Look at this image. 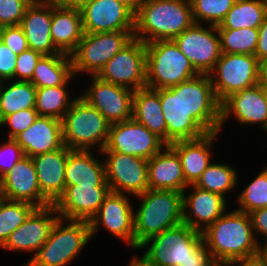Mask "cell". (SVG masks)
I'll return each mask as SVG.
<instances>
[{"label":"cell","instance_id":"cell-1","mask_svg":"<svg viewBox=\"0 0 267 266\" xmlns=\"http://www.w3.org/2000/svg\"><path fill=\"white\" fill-rule=\"evenodd\" d=\"M145 247L143 256L133 257L141 266H219L202 232L185 223L148 238L138 249Z\"/></svg>","mask_w":267,"mask_h":266},{"label":"cell","instance_id":"cell-2","mask_svg":"<svg viewBox=\"0 0 267 266\" xmlns=\"http://www.w3.org/2000/svg\"><path fill=\"white\" fill-rule=\"evenodd\" d=\"M254 233L249 214L236 208L216 219L202 236L216 263L226 266L257 256L259 238Z\"/></svg>","mask_w":267,"mask_h":266},{"label":"cell","instance_id":"cell-3","mask_svg":"<svg viewBox=\"0 0 267 266\" xmlns=\"http://www.w3.org/2000/svg\"><path fill=\"white\" fill-rule=\"evenodd\" d=\"M195 23L190 0H144L135 14L134 38L173 40Z\"/></svg>","mask_w":267,"mask_h":266},{"label":"cell","instance_id":"cell-4","mask_svg":"<svg viewBox=\"0 0 267 266\" xmlns=\"http://www.w3.org/2000/svg\"><path fill=\"white\" fill-rule=\"evenodd\" d=\"M134 212L135 250L148 238L183 223V193L148 189Z\"/></svg>","mask_w":267,"mask_h":266},{"label":"cell","instance_id":"cell-5","mask_svg":"<svg viewBox=\"0 0 267 266\" xmlns=\"http://www.w3.org/2000/svg\"><path fill=\"white\" fill-rule=\"evenodd\" d=\"M91 239L88 221L59 217L41 249L24 266H66L79 256Z\"/></svg>","mask_w":267,"mask_h":266},{"label":"cell","instance_id":"cell-6","mask_svg":"<svg viewBox=\"0 0 267 266\" xmlns=\"http://www.w3.org/2000/svg\"><path fill=\"white\" fill-rule=\"evenodd\" d=\"M109 127L97 108L81 96L75 97L62 119L63 143L70 150L91 151L96 146L101 152L108 139Z\"/></svg>","mask_w":267,"mask_h":266},{"label":"cell","instance_id":"cell-7","mask_svg":"<svg viewBox=\"0 0 267 266\" xmlns=\"http://www.w3.org/2000/svg\"><path fill=\"white\" fill-rule=\"evenodd\" d=\"M146 87L166 89L199 73L173 40L146 43Z\"/></svg>","mask_w":267,"mask_h":266},{"label":"cell","instance_id":"cell-8","mask_svg":"<svg viewBox=\"0 0 267 266\" xmlns=\"http://www.w3.org/2000/svg\"><path fill=\"white\" fill-rule=\"evenodd\" d=\"M134 39V30L84 33L70 54L73 74L96 76L104 65Z\"/></svg>","mask_w":267,"mask_h":266},{"label":"cell","instance_id":"cell-9","mask_svg":"<svg viewBox=\"0 0 267 266\" xmlns=\"http://www.w3.org/2000/svg\"><path fill=\"white\" fill-rule=\"evenodd\" d=\"M208 75L222 104L232 94L258 84L259 61L255 55L221 53Z\"/></svg>","mask_w":267,"mask_h":266},{"label":"cell","instance_id":"cell-10","mask_svg":"<svg viewBox=\"0 0 267 266\" xmlns=\"http://www.w3.org/2000/svg\"><path fill=\"white\" fill-rule=\"evenodd\" d=\"M181 105L206 133L219 131L221 103L209 75L199 74L181 83Z\"/></svg>","mask_w":267,"mask_h":266},{"label":"cell","instance_id":"cell-11","mask_svg":"<svg viewBox=\"0 0 267 266\" xmlns=\"http://www.w3.org/2000/svg\"><path fill=\"white\" fill-rule=\"evenodd\" d=\"M102 81L131 90L146 87V45L134 38L96 75Z\"/></svg>","mask_w":267,"mask_h":266},{"label":"cell","instance_id":"cell-12","mask_svg":"<svg viewBox=\"0 0 267 266\" xmlns=\"http://www.w3.org/2000/svg\"><path fill=\"white\" fill-rule=\"evenodd\" d=\"M166 145L156 134L131 118L110 125L108 139L101 152H118L149 160Z\"/></svg>","mask_w":267,"mask_h":266},{"label":"cell","instance_id":"cell-13","mask_svg":"<svg viewBox=\"0 0 267 266\" xmlns=\"http://www.w3.org/2000/svg\"><path fill=\"white\" fill-rule=\"evenodd\" d=\"M104 156L106 181L110 191L138 196L149 189L148 160L118 152H100Z\"/></svg>","mask_w":267,"mask_h":266},{"label":"cell","instance_id":"cell-14","mask_svg":"<svg viewBox=\"0 0 267 266\" xmlns=\"http://www.w3.org/2000/svg\"><path fill=\"white\" fill-rule=\"evenodd\" d=\"M173 41L199 74L208 75L220 59L221 48L217 26L204 27L200 23H194Z\"/></svg>","mask_w":267,"mask_h":266},{"label":"cell","instance_id":"cell-15","mask_svg":"<svg viewBox=\"0 0 267 266\" xmlns=\"http://www.w3.org/2000/svg\"><path fill=\"white\" fill-rule=\"evenodd\" d=\"M126 194L109 191L100 206L98 213L90 220L91 237H94L98 226L128 243L135 249L134 210Z\"/></svg>","mask_w":267,"mask_h":266},{"label":"cell","instance_id":"cell-16","mask_svg":"<svg viewBox=\"0 0 267 266\" xmlns=\"http://www.w3.org/2000/svg\"><path fill=\"white\" fill-rule=\"evenodd\" d=\"M89 77L92 84L80 96L97 108L110 125L130 120L134 90L102 81L97 76Z\"/></svg>","mask_w":267,"mask_h":266},{"label":"cell","instance_id":"cell-17","mask_svg":"<svg viewBox=\"0 0 267 266\" xmlns=\"http://www.w3.org/2000/svg\"><path fill=\"white\" fill-rule=\"evenodd\" d=\"M80 12L84 33L135 29V14L117 0H87Z\"/></svg>","mask_w":267,"mask_h":266},{"label":"cell","instance_id":"cell-18","mask_svg":"<svg viewBox=\"0 0 267 266\" xmlns=\"http://www.w3.org/2000/svg\"><path fill=\"white\" fill-rule=\"evenodd\" d=\"M58 218L59 215L54 205L36 208L10 234L1 247L7 251L36 253L48 239L50 231Z\"/></svg>","mask_w":267,"mask_h":266},{"label":"cell","instance_id":"cell-19","mask_svg":"<svg viewBox=\"0 0 267 266\" xmlns=\"http://www.w3.org/2000/svg\"><path fill=\"white\" fill-rule=\"evenodd\" d=\"M109 191L108 184L65 186L63 195L54 206L60 218L90 222Z\"/></svg>","mask_w":267,"mask_h":266},{"label":"cell","instance_id":"cell-20","mask_svg":"<svg viewBox=\"0 0 267 266\" xmlns=\"http://www.w3.org/2000/svg\"><path fill=\"white\" fill-rule=\"evenodd\" d=\"M0 192L4 199L23 201L37 208L52 205L41 193L32 158L24 156L0 178Z\"/></svg>","mask_w":267,"mask_h":266},{"label":"cell","instance_id":"cell-21","mask_svg":"<svg viewBox=\"0 0 267 266\" xmlns=\"http://www.w3.org/2000/svg\"><path fill=\"white\" fill-rule=\"evenodd\" d=\"M156 91L159 93L166 122L167 144L197 139L206 134L181 105V83L166 89H156Z\"/></svg>","mask_w":267,"mask_h":266},{"label":"cell","instance_id":"cell-22","mask_svg":"<svg viewBox=\"0 0 267 266\" xmlns=\"http://www.w3.org/2000/svg\"><path fill=\"white\" fill-rule=\"evenodd\" d=\"M232 114L239 124H260L261 128L267 125V102L261 90V85L243 89L229 96L221 104V124L219 131L224 123L229 120Z\"/></svg>","mask_w":267,"mask_h":266},{"label":"cell","instance_id":"cell-23","mask_svg":"<svg viewBox=\"0 0 267 266\" xmlns=\"http://www.w3.org/2000/svg\"><path fill=\"white\" fill-rule=\"evenodd\" d=\"M191 192H183V223L203 232L209 225L225 213L226 198L218 193L205 191L194 185ZM189 210V211H188Z\"/></svg>","mask_w":267,"mask_h":266},{"label":"cell","instance_id":"cell-24","mask_svg":"<svg viewBox=\"0 0 267 266\" xmlns=\"http://www.w3.org/2000/svg\"><path fill=\"white\" fill-rule=\"evenodd\" d=\"M51 22L52 4L46 0H33L20 23L29 49L40 52L42 55L61 54L52 42Z\"/></svg>","mask_w":267,"mask_h":266},{"label":"cell","instance_id":"cell-25","mask_svg":"<svg viewBox=\"0 0 267 266\" xmlns=\"http://www.w3.org/2000/svg\"><path fill=\"white\" fill-rule=\"evenodd\" d=\"M69 151L64 145L58 150L32 157L40 191L52 205L65 191V165Z\"/></svg>","mask_w":267,"mask_h":266},{"label":"cell","instance_id":"cell-26","mask_svg":"<svg viewBox=\"0 0 267 266\" xmlns=\"http://www.w3.org/2000/svg\"><path fill=\"white\" fill-rule=\"evenodd\" d=\"M14 140L23 149L25 156L31 158L58 150L64 146L62 121L52 117L39 116L29 128L18 134Z\"/></svg>","mask_w":267,"mask_h":266},{"label":"cell","instance_id":"cell-27","mask_svg":"<svg viewBox=\"0 0 267 266\" xmlns=\"http://www.w3.org/2000/svg\"><path fill=\"white\" fill-rule=\"evenodd\" d=\"M148 184L149 189L181 193L188 189L180 158L169 144L148 160Z\"/></svg>","mask_w":267,"mask_h":266},{"label":"cell","instance_id":"cell-28","mask_svg":"<svg viewBox=\"0 0 267 266\" xmlns=\"http://www.w3.org/2000/svg\"><path fill=\"white\" fill-rule=\"evenodd\" d=\"M219 132H210L197 139L180 140L169 144L180 158L185 181L188 185H194L212 162L210 160L211 147Z\"/></svg>","mask_w":267,"mask_h":266},{"label":"cell","instance_id":"cell-29","mask_svg":"<svg viewBox=\"0 0 267 266\" xmlns=\"http://www.w3.org/2000/svg\"><path fill=\"white\" fill-rule=\"evenodd\" d=\"M50 33L55 47L61 53L70 55L84 34L80 9L52 5Z\"/></svg>","mask_w":267,"mask_h":266},{"label":"cell","instance_id":"cell-30","mask_svg":"<svg viewBox=\"0 0 267 266\" xmlns=\"http://www.w3.org/2000/svg\"><path fill=\"white\" fill-rule=\"evenodd\" d=\"M107 184L105 164L92 151L70 150L65 165V186Z\"/></svg>","mask_w":267,"mask_h":266},{"label":"cell","instance_id":"cell-31","mask_svg":"<svg viewBox=\"0 0 267 266\" xmlns=\"http://www.w3.org/2000/svg\"><path fill=\"white\" fill-rule=\"evenodd\" d=\"M132 118L167 144L166 122L156 90L145 87L134 91Z\"/></svg>","mask_w":267,"mask_h":266},{"label":"cell","instance_id":"cell-32","mask_svg":"<svg viewBox=\"0 0 267 266\" xmlns=\"http://www.w3.org/2000/svg\"><path fill=\"white\" fill-rule=\"evenodd\" d=\"M74 76L70 55L65 53L42 55L34 68L30 82L36 88L54 87L64 85Z\"/></svg>","mask_w":267,"mask_h":266},{"label":"cell","instance_id":"cell-33","mask_svg":"<svg viewBox=\"0 0 267 266\" xmlns=\"http://www.w3.org/2000/svg\"><path fill=\"white\" fill-rule=\"evenodd\" d=\"M8 82L9 84H5ZM36 92L37 88L31 82L28 81H0L1 120L5 116L15 113L17 111L35 108Z\"/></svg>","mask_w":267,"mask_h":266},{"label":"cell","instance_id":"cell-34","mask_svg":"<svg viewBox=\"0 0 267 266\" xmlns=\"http://www.w3.org/2000/svg\"><path fill=\"white\" fill-rule=\"evenodd\" d=\"M266 15L263 0H236L217 29L259 28Z\"/></svg>","mask_w":267,"mask_h":266},{"label":"cell","instance_id":"cell-35","mask_svg":"<svg viewBox=\"0 0 267 266\" xmlns=\"http://www.w3.org/2000/svg\"><path fill=\"white\" fill-rule=\"evenodd\" d=\"M69 81L60 86L37 88L35 110L39 116L52 117L62 121L75 99L69 97L66 88Z\"/></svg>","mask_w":267,"mask_h":266},{"label":"cell","instance_id":"cell-36","mask_svg":"<svg viewBox=\"0 0 267 266\" xmlns=\"http://www.w3.org/2000/svg\"><path fill=\"white\" fill-rule=\"evenodd\" d=\"M237 175V171L228 164L210 163L194 186L225 197L238 184Z\"/></svg>","mask_w":267,"mask_h":266},{"label":"cell","instance_id":"cell-37","mask_svg":"<svg viewBox=\"0 0 267 266\" xmlns=\"http://www.w3.org/2000/svg\"><path fill=\"white\" fill-rule=\"evenodd\" d=\"M221 53L254 55L258 43V28L217 29Z\"/></svg>","mask_w":267,"mask_h":266},{"label":"cell","instance_id":"cell-38","mask_svg":"<svg viewBox=\"0 0 267 266\" xmlns=\"http://www.w3.org/2000/svg\"><path fill=\"white\" fill-rule=\"evenodd\" d=\"M36 208L27 202L3 199L0 204V247Z\"/></svg>","mask_w":267,"mask_h":266},{"label":"cell","instance_id":"cell-39","mask_svg":"<svg viewBox=\"0 0 267 266\" xmlns=\"http://www.w3.org/2000/svg\"><path fill=\"white\" fill-rule=\"evenodd\" d=\"M195 23L218 26L236 0H190Z\"/></svg>","mask_w":267,"mask_h":266},{"label":"cell","instance_id":"cell-40","mask_svg":"<svg viewBox=\"0 0 267 266\" xmlns=\"http://www.w3.org/2000/svg\"><path fill=\"white\" fill-rule=\"evenodd\" d=\"M237 210L250 213L256 209L267 207V167L237 196Z\"/></svg>","mask_w":267,"mask_h":266},{"label":"cell","instance_id":"cell-41","mask_svg":"<svg viewBox=\"0 0 267 266\" xmlns=\"http://www.w3.org/2000/svg\"><path fill=\"white\" fill-rule=\"evenodd\" d=\"M39 117L35 108L24 109L5 116L1 120L0 127H10L9 139H14L18 134L29 128Z\"/></svg>","mask_w":267,"mask_h":266},{"label":"cell","instance_id":"cell-42","mask_svg":"<svg viewBox=\"0 0 267 266\" xmlns=\"http://www.w3.org/2000/svg\"><path fill=\"white\" fill-rule=\"evenodd\" d=\"M33 0H0V27L20 25Z\"/></svg>","mask_w":267,"mask_h":266},{"label":"cell","instance_id":"cell-43","mask_svg":"<svg viewBox=\"0 0 267 266\" xmlns=\"http://www.w3.org/2000/svg\"><path fill=\"white\" fill-rule=\"evenodd\" d=\"M40 52L27 49L17 56L14 80L30 82L33 77L34 68L41 58Z\"/></svg>","mask_w":267,"mask_h":266},{"label":"cell","instance_id":"cell-44","mask_svg":"<svg viewBox=\"0 0 267 266\" xmlns=\"http://www.w3.org/2000/svg\"><path fill=\"white\" fill-rule=\"evenodd\" d=\"M25 156L23 149L14 140L9 139L0 144V178Z\"/></svg>","mask_w":267,"mask_h":266},{"label":"cell","instance_id":"cell-45","mask_svg":"<svg viewBox=\"0 0 267 266\" xmlns=\"http://www.w3.org/2000/svg\"><path fill=\"white\" fill-rule=\"evenodd\" d=\"M0 40L17 55L29 49L26 36L20 25L0 27Z\"/></svg>","mask_w":267,"mask_h":266},{"label":"cell","instance_id":"cell-46","mask_svg":"<svg viewBox=\"0 0 267 266\" xmlns=\"http://www.w3.org/2000/svg\"><path fill=\"white\" fill-rule=\"evenodd\" d=\"M17 56L0 40V81L14 80Z\"/></svg>","mask_w":267,"mask_h":266},{"label":"cell","instance_id":"cell-47","mask_svg":"<svg viewBox=\"0 0 267 266\" xmlns=\"http://www.w3.org/2000/svg\"><path fill=\"white\" fill-rule=\"evenodd\" d=\"M253 231L267 240V207L256 209L249 213Z\"/></svg>","mask_w":267,"mask_h":266},{"label":"cell","instance_id":"cell-48","mask_svg":"<svg viewBox=\"0 0 267 266\" xmlns=\"http://www.w3.org/2000/svg\"><path fill=\"white\" fill-rule=\"evenodd\" d=\"M258 30V43L254 55L257 57L258 61H261L267 58V15L264 17Z\"/></svg>","mask_w":267,"mask_h":266},{"label":"cell","instance_id":"cell-49","mask_svg":"<svg viewBox=\"0 0 267 266\" xmlns=\"http://www.w3.org/2000/svg\"><path fill=\"white\" fill-rule=\"evenodd\" d=\"M46 1L59 8L80 9L87 0H46Z\"/></svg>","mask_w":267,"mask_h":266},{"label":"cell","instance_id":"cell-50","mask_svg":"<svg viewBox=\"0 0 267 266\" xmlns=\"http://www.w3.org/2000/svg\"><path fill=\"white\" fill-rule=\"evenodd\" d=\"M226 266H265L257 257L233 261Z\"/></svg>","mask_w":267,"mask_h":266},{"label":"cell","instance_id":"cell-51","mask_svg":"<svg viewBox=\"0 0 267 266\" xmlns=\"http://www.w3.org/2000/svg\"><path fill=\"white\" fill-rule=\"evenodd\" d=\"M258 84L267 85V58L259 61V80Z\"/></svg>","mask_w":267,"mask_h":266},{"label":"cell","instance_id":"cell-52","mask_svg":"<svg viewBox=\"0 0 267 266\" xmlns=\"http://www.w3.org/2000/svg\"><path fill=\"white\" fill-rule=\"evenodd\" d=\"M117 1L128 7L134 14H136L144 0H117Z\"/></svg>","mask_w":267,"mask_h":266},{"label":"cell","instance_id":"cell-53","mask_svg":"<svg viewBox=\"0 0 267 266\" xmlns=\"http://www.w3.org/2000/svg\"><path fill=\"white\" fill-rule=\"evenodd\" d=\"M265 266H267V240L264 245L258 244V251L256 256Z\"/></svg>","mask_w":267,"mask_h":266},{"label":"cell","instance_id":"cell-54","mask_svg":"<svg viewBox=\"0 0 267 266\" xmlns=\"http://www.w3.org/2000/svg\"><path fill=\"white\" fill-rule=\"evenodd\" d=\"M261 90L264 94L265 100L267 102V85H261Z\"/></svg>","mask_w":267,"mask_h":266},{"label":"cell","instance_id":"cell-55","mask_svg":"<svg viewBox=\"0 0 267 266\" xmlns=\"http://www.w3.org/2000/svg\"><path fill=\"white\" fill-rule=\"evenodd\" d=\"M129 266H141L134 258H132Z\"/></svg>","mask_w":267,"mask_h":266},{"label":"cell","instance_id":"cell-56","mask_svg":"<svg viewBox=\"0 0 267 266\" xmlns=\"http://www.w3.org/2000/svg\"><path fill=\"white\" fill-rule=\"evenodd\" d=\"M3 199H4V196L1 194V192H0V204H1V202L3 201Z\"/></svg>","mask_w":267,"mask_h":266},{"label":"cell","instance_id":"cell-57","mask_svg":"<svg viewBox=\"0 0 267 266\" xmlns=\"http://www.w3.org/2000/svg\"><path fill=\"white\" fill-rule=\"evenodd\" d=\"M264 1V5L266 7V11H267V0H263Z\"/></svg>","mask_w":267,"mask_h":266}]
</instances>
